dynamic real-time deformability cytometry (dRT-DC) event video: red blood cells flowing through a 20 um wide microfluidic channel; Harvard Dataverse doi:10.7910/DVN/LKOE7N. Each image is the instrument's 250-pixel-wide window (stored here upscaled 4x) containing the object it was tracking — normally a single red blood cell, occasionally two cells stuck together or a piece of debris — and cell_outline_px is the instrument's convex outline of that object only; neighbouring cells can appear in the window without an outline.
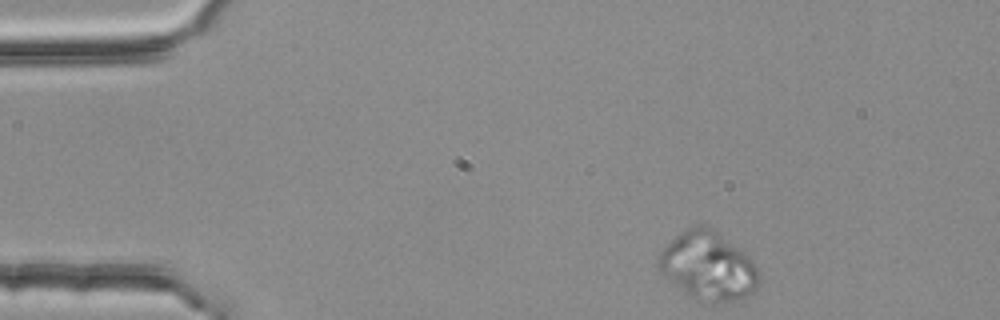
{"species": "common noctule bat (a hibernating species)", "species_latin": "Nyctalus noctula", "temperature_condition": "room temperature", "stored_images_in_passage": 45, "camera_frame_rate_fps": 3000, "um_per_image_px": 0.085, "animal": {"sex": "female", "body_mass_g": 25.1}, "frame": {"image": 1, "passage_image": 1, "time_ms": 0.0, "image_size_px": [1000, 320], "cell_outline_px": [[760, 280], [756, 288], [752, 292], [736, 300], [716, 304], [712, 304], [696, 300], [680, 288], [660, 272], [656, 264], [660, 252], [680, 232], [696, 224], [700, 224], [712, 228], [744, 252], [756, 264], [760, 272]], "centroid_in_image_um": [60.21, 22.62], "position_along_channel_um": 24.8, "area_um2": 39.88}}
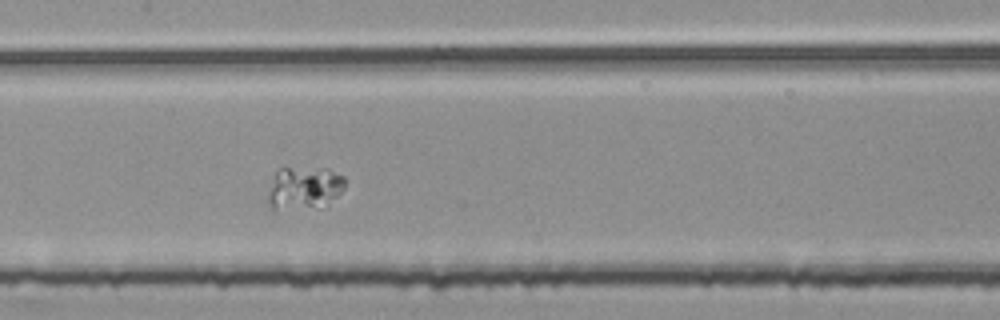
{"frame": {"image": 2, "passage_image": 20, "time_ms": 6.333, "image_size_px": [1000, 320], "cell_outline_px": [[344, 188], [336, 196], [312, 204], [276, 212], [272, 212], [268, 204], [268, 192], [276, 172], [280, 168], [328, 168], [344, 176]], "centroid_in_image_um": [25.76, 15.93], "position_along_channel_um": 181.6, "area_um2": 18.44}}
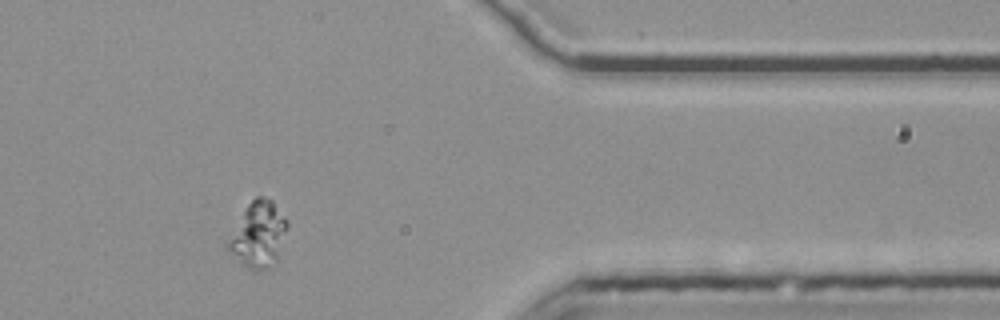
{"frame": {"image": 3, "passage_image": 39, "time_ms": 12.667, "image_size_px": [1000, 320], "cell_outline_px": [[288, 228], [276, 260], [268, 268], [248, 268], [224, 248], [224, 244], [248, 204], [256, 196], [264, 196], [272, 200], [288, 224]], "centroid_in_image_um": [21.93, 19.92], "position_along_channel_um": 389.5, "area_um2": 22.2}}